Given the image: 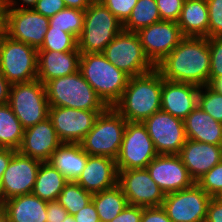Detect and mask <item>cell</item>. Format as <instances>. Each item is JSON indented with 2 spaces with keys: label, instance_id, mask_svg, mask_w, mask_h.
I'll return each instance as SVG.
<instances>
[{
  "label": "cell",
  "instance_id": "e575fe53",
  "mask_svg": "<svg viewBox=\"0 0 222 222\" xmlns=\"http://www.w3.org/2000/svg\"><path fill=\"white\" fill-rule=\"evenodd\" d=\"M198 106L222 123V94L215 92L208 85L202 86L199 89Z\"/></svg>",
  "mask_w": 222,
  "mask_h": 222
},
{
  "label": "cell",
  "instance_id": "6da1fadb",
  "mask_svg": "<svg viewBox=\"0 0 222 222\" xmlns=\"http://www.w3.org/2000/svg\"><path fill=\"white\" fill-rule=\"evenodd\" d=\"M163 79L202 87L209 84L210 50L207 37H184L156 66Z\"/></svg>",
  "mask_w": 222,
  "mask_h": 222
},
{
  "label": "cell",
  "instance_id": "9c48e42d",
  "mask_svg": "<svg viewBox=\"0 0 222 222\" xmlns=\"http://www.w3.org/2000/svg\"><path fill=\"white\" fill-rule=\"evenodd\" d=\"M103 54L130 78L149 73L156 68L145 55L136 32L122 30L105 47Z\"/></svg>",
  "mask_w": 222,
  "mask_h": 222
},
{
  "label": "cell",
  "instance_id": "4fadbf2b",
  "mask_svg": "<svg viewBox=\"0 0 222 222\" xmlns=\"http://www.w3.org/2000/svg\"><path fill=\"white\" fill-rule=\"evenodd\" d=\"M143 124L158 154H178L187 140L183 120L159 110Z\"/></svg>",
  "mask_w": 222,
  "mask_h": 222
},
{
  "label": "cell",
  "instance_id": "9a60e30c",
  "mask_svg": "<svg viewBox=\"0 0 222 222\" xmlns=\"http://www.w3.org/2000/svg\"><path fill=\"white\" fill-rule=\"evenodd\" d=\"M145 55L156 67L184 38L177 22L161 20L139 29Z\"/></svg>",
  "mask_w": 222,
  "mask_h": 222
},
{
  "label": "cell",
  "instance_id": "7dc6e473",
  "mask_svg": "<svg viewBox=\"0 0 222 222\" xmlns=\"http://www.w3.org/2000/svg\"><path fill=\"white\" fill-rule=\"evenodd\" d=\"M17 150L12 148H1L0 147V195L2 188V176L6 168L8 167L14 153Z\"/></svg>",
  "mask_w": 222,
  "mask_h": 222
},
{
  "label": "cell",
  "instance_id": "db71d44e",
  "mask_svg": "<svg viewBox=\"0 0 222 222\" xmlns=\"http://www.w3.org/2000/svg\"><path fill=\"white\" fill-rule=\"evenodd\" d=\"M0 222H9L8 214L3 207L0 208Z\"/></svg>",
  "mask_w": 222,
  "mask_h": 222
},
{
  "label": "cell",
  "instance_id": "c3c4849f",
  "mask_svg": "<svg viewBox=\"0 0 222 222\" xmlns=\"http://www.w3.org/2000/svg\"><path fill=\"white\" fill-rule=\"evenodd\" d=\"M11 84L0 72V104H6L9 101Z\"/></svg>",
  "mask_w": 222,
  "mask_h": 222
},
{
  "label": "cell",
  "instance_id": "8fae6325",
  "mask_svg": "<svg viewBox=\"0 0 222 222\" xmlns=\"http://www.w3.org/2000/svg\"><path fill=\"white\" fill-rule=\"evenodd\" d=\"M211 198L195 183L190 188L165 194L161 206L172 222H205Z\"/></svg>",
  "mask_w": 222,
  "mask_h": 222
},
{
  "label": "cell",
  "instance_id": "f546056e",
  "mask_svg": "<svg viewBox=\"0 0 222 222\" xmlns=\"http://www.w3.org/2000/svg\"><path fill=\"white\" fill-rule=\"evenodd\" d=\"M23 135L24 128L9 104H0V147L18 150Z\"/></svg>",
  "mask_w": 222,
  "mask_h": 222
},
{
  "label": "cell",
  "instance_id": "3957f363",
  "mask_svg": "<svg viewBox=\"0 0 222 222\" xmlns=\"http://www.w3.org/2000/svg\"><path fill=\"white\" fill-rule=\"evenodd\" d=\"M79 71L107 107L120 100L130 78L103 53H81Z\"/></svg>",
  "mask_w": 222,
  "mask_h": 222
},
{
  "label": "cell",
  "instance_id": "4316f807",
  "mask_svg": "<svg viewBox=\"0 0 222 222\" xmlns=\"http://www.w3.org/2000/svg\"><path fill=\"white\" fill-rule=\"evenodd\" d=\"M177 24L184 37L208 38L209 14L207 1L184 0Z\"/></svg>",
  "mask_w": 222,
  "mask_h": 222
},
{
  "label": "cell",
  "instance_id": "ffe728a7",
  "mask_svg": "<svg viewBox=\"0 0 222 222\" xmlns=\"http://www.w3.org/2000/svg\"><path fill=\"white\" fill-rule=\"evenodd\" d=\"M178 156L196 182L222 160V145L187 139Z\"/></svg>",
  "mask_w": 222,
  "mask_h": 222
},
{
  "label": "cell",
  "instance_id": "7a4b0ae2",
  "mask_svg": "<svg viewBox=\"0 0 222 222\" xmlns=\"http://www.w3.org/2000/svg\"><path fill=\"white\" fill-rule=\"evenodd\" d=\"M162 75L153 71L131 77L120 100L113 106L127 122L143 123L161 110Z\"/></svg>",
  "mask_w": 222,
  "mask_h": 222
},
{
  "label": "cell",
  "instance_id": "2e32d148",
  "mask_svg": "<svg viewBox=\"0 0 222 222\" xmlns=\"http://www.w3.org/2000/svg\"><path fill=\"white\" fill-rule=\"evenodd\" d=\"M103 111L50 106L48 118L63 143H80Z\"/></svg>",
  "mask_w": 222,
  "mask_h": 222
},
{
  "label": "cell",
  "instance_id": "5bb4252c",
  "mask_svg": "<svg viewBox=\"0 0 222 222\" xmlns=\"http://www.w3.org/2000/svg\"><path fill=\"white\" fill-rule=\"evenodd\" d=\"M49 27V17L34 9L7 8L6 35L39 50Z\"/></svg>",
  "mask_w": 222,
  "mask_h": 222
},
{
  "label": "cell",
  "instance_id": "cb8c5ba5",
  "mask_svg": "<svg viewBox=\"0 0 222 222\" xmlns=\"http://www.w3.org/2000/svg\"><path fill=\"white\" fill-rule=\"evenodd\" d=\"M187 139L213 145H222V123L203 111L198 105L183 120Z\"/></svg>",
  "mask_w": 222,
  "mask_h": 222
},
{
  "label": "cell",
  "instance_id": "ba28073f",
  "mask_svg": "<svg viewBox=\"0 0 222 222\" xmlns=\"http://www.w3.org/2000/svg\"><path fill=\"white\" fill-rule=\"evenodd\" d=\"M37 59L38 50L27 43L0 38V72L11 85L37 79Z\"/></svg>",
  "mask_w": 222,
  "mask_h": 222
},
{
  "label": "cell",
  "instance_id": "4dcf8cb0",
  "mask_svg": "<svg viewBox=\"0 0 222 222\" xmlns=\"http://www.w3.org/2000/svg\"><path fill=\"white\" fill-rule=\"evenodd\" d=\"M159 21L161 16L156 0H138L128 20L123 24V30L137 32Z\"/></svg>",
  "mask_w": 222,
  "mask_h": 222
},
{
  "label": "cell",
  "instance_id": "f35d334b",
  "mask_svg": "<svg viewBox=\"0 0 222 222\" xmlns=\"http://www.w3.org/2000/svg\"><path fill=\"white\" fill-rule=\"evenodd\" d=\"M108 10L124 24L138 0H100Z\"/></svg>",
  "mask_w": 222,
  "mask_h": 222
},
{
  "label": "cell",
  "instance_id": "44dd1931",
  "mask_svg": "<svg viewBox=\"0 0 222 222\" xmlns=\"http://www.w3.org/2000/svg\"><path fill=\"white\" fill-rule=\"evenodd\" d=\"M200 87L162 77L161 110L184 120L198 105Z\"/></svg>",
  "mask_w": 222,
  "mask_h": 222
},
{
  "label": "cell",
  "instance_id": "d590c367",
  "mask_svg": "<svg viewBox=\"0 0 222 222\" xmlns=\"http://www.w3.org/2000/svg\"><path fill=\"white\" fill-rule=\"evenodd\" d=\"M196 184L211 197L222 196V160L200 177Z\"/></svg>",
  "mask_w": 222,
  "mask_h": 222
},
{
  "label": "cell",
  "instance_id": "30bf717a",
  "mask_svg": "<svg viewBox=\"0 0 222 222\" xmlns=\"http://www.w3.org/2000/svg\"><path fill=\"white\" fill-rule=\"evenodd\" d=\"M157 155L146 126L141 122H127L115 160L117 171L146 168Z\"/></svg>",
  "mask_w": 222,
  "mask_h": 222
},
{
  "label": "cell",
  "instance_id": "ab89813d",
  "mask_svg": "<svg viewBox=\"0 0 222 222\" xmlns=\"http://www.w3.org/2000/svg\"><path fill=\"white\" fill-rule=\"evenodd\" d=\"M161 20L177 22L184 0H156Z\"/></svg>",
  "mask_w": 222,
  "mask_h": 222
},
{
  "label": "cell",
  "instance_id": "11a10c76",
  "mask_svg": "<svg viewBox=\"0 0 222 222\" xmlns=\"http://www.w3.org/2000/svg\"><path fill=\"white\" fill-rule=\"evenodd\" d=\"M62 222H76V221L72 215L68 214L67 217Z\"/></svg>",
  "mask_w": 222,
  "mask_h": 222
},
{
  "label": "cell",
  "instance_id": "836d02e7",
  "mask_svg": "<svg viewBox=\"0 0 222 222\" xmlns=\"http://www.w3.org/2000/svg\"><path fill=\"white\" fill-rule=\"evenodd\" d=\"M78 48V39L63 29L48 27L43 45L38 51L69 52Z\"/></svg>",
  "mask_w": 222,
  "mask_h": 222
},
{
  "label": "cell",
  "instance_id": "603a6c76",
  "mask_svg": "<svg viewBox=\"0 0 222 222\" xmlns=\"http://www.w3.org/2000/svg\"><path fill=\"white\" fill-rule=\"evenodd\" d=\"M80 51H38L37 79L45 84L54 78L69 76L79 71Z\"/></svg>",
  "mask_w": 222,
  "mask_h": 222
},
{
  "label": "cell",
  "instance_id": "7402d4cb",
  "mask_svg": "<svg viewBox=\"0 0 222 222\" xmlns=\"http://www.w3.org/2000/svg\"><path fill=\"white\" fill-rule=\"evenodd\" d=\"M118 171L115 159L88 155V159L77 183L90 193L111 189L117 185Z\"/></svg>",
  "mask_w": 222,
  "mask_h": 222
},
{
  "label": "cell",
  "instance_id": "d6a6232c",
  "mask_svg": "<svg viewBox=\"0 0 222 222\" xmlns=\"http://www.w3.org/2000/svg\"><path fill=\"white\" fill-rule=\"evenodd\" d=\"M84 16L85 11L83 10L65 7L49 18V27L63 29V31L73 34L78 39L82 32Z\"/></svg>",
  "mask_w": 222,
  "mask_h": 222
},
{
  "label": "cell",
  "instance_id": "e0dca14e",
  "mask_svg": "<svg viewBox=\"0 0 222 222\" xmlns=\"http://www.w3.org/2000/svg\"><path fill=\"white\" fill-rule=\"evenodd\" d=\"M40 165L41 161L17 150L2 176L1 203L16 196L31 194Z\"/></svg>",
  "mask_w": 222,
  "mask_h": 222
},
{
  "label": "cell",
  "instance_id": "5b68a950",
  "mask_svg": "<svg viewBox=\"0 0 222 222\" xmlns=\"http://www.w3.org/2000/svg\"><path fill=\"white\" fill-rule=\"evenodd\" d=\"M122 30L123 24L100 0H94L85 10L78 49L80 53H103Z\"/></svg>",
  "mask_w": 222,
  "mask_h": 222
},
{
  "label": "cell",
  "instance_id": "7bdbcfd3",
  "mask_svg": "<svg viewBox=\"0 0 222 222\" xmlns=\"http://www.w3.org/2000/svg\"><path fill=\"white\" fill-rule=\"evenodd\" d=\"M141 222H172L162 206L143 207Z\"/></svg>",
  "mask_w": 222,
  "mask_h": 222
},
{
  "label": "cell",
  "instance_id": "1f68e13d",
  "mask_svg": "<svg viewBox=\"0 0 222 222\" xmlns=\"http://www.w3.org/2000/svg\"><path fill=\"white\" fill-rule=\"evenodd\" d=\"M92 201V193L86 191L77 182L68 181L57 198L70 215H75Z\"/></svg>",
  "mask_w": 222,
  "mask_h": 222
},
{
  "label": "cell",
  "instance_id": "f907efd6",
  "mask_svg": "<svg viewBox=\"0 0 222 222\" xmlns=\"http://www.w3.org/2000/svg\"><path fill=\"white\" fill-rule=\"evenodd\" d=\"M94 0H63L66 7L85 11Z\"/></svg>",
  "mask_w": 222,
  "mask_h": 222
},
{
  "label": "cell",
  "instance_id": "b9f144b4",
  "mask_svg": "<svg viewBox=\"0 0 222 222\" xmlns=\"http://www.w3.org/2000/svg\"><path fill=\"white\" fill-rule=\"evenodd\" d=\"M143 207L128 204L110 222H141Z\"/></svg>",
  "mask_w": 222,
  "mask_h": 222
},
{
  "label": "cell",
  "instance_id": "f6af8a7d",
  "mask_svg": "<svg viewBox=\"0 0 222 222\" xmlns=\"http://www.w3.org/2000/svg\"><path fill=\"white\" fill-rule=\"evenodd\" d=\"M205 222H222L221 197H212L209 201Z\"/></svg>",
  "mask_w": 222,
  "mask_h": 222
},
{
  "label": "cell",
  "instance_id": "83f0119b",
  "mask_svg": "<svg viewBox=\"0 0 222 222\" xmlns=\"http://www.w3.org/2000/svg\"><path fill=\"white\" fill-rule=\"evenodd\" d=\"M68 180L50 163L41 162L32 194L41 200L57 201Z\"/></svg>",
  "mask_w": 222,
  "mask_h": 222
},
{
  "label": "cell",
  "instance_id": "52a82bcc",
  "mask_svg": "<svg viewBox=\"0 0 222 222\" xmlns=\"http://www.w3.org/2000/svg\"><path fill=\"white\" fill-rule=\"evenodd\" d=\"M9 106L24 129L46 120L49 116V102L45 86L38 79L12 84Z\"/></svg>",
  "mask_w": 222,
  "mask_h": 222
},
{
  "label": "cell",
  "instance_id": "f1b7e54d",
  "mask_svg": "<svg viewBox=\"0 0 222 222\" xmlns=\"http://www.w3.org/2000/svg\"><path fill=\"white\" fill-rule=\"evenodd\" d=\"M92 202L100 222H110L128 205L126 196L118 185L108 190L93 193Z\"/></svg>",
  "mask_w": 222,
  "mask_h": 222
},
{
  "label": "cell",
  "instance_id": "816d5d0a",
  "mask_svg": "<svg viewBox=\"0 0 222 222\" xmlns=\"http://www.w3.org/2000/svg\"><path fill=\"white\" fill-rule=\"evenodd\" d=\"M6 12V2L5 0H0V37L6 34Z\"/></svg>",
  "mask_w": 222,
  "mask_h": 222
},
{
  "label": "cell",
  "instance_id": "ee69618b",
  "mask_svg": "<svg viewBox=\"0 0 222 222\" xmlns=\"http://www.w3.org/2000/svg\"><path fill=\"white\" fill-rule=\"evenodd\" d=\"M46 222H62L69 214L57 201L47 202Z\"/></svg>",
  "mask_w": 222,
  "mask_h": 222
},
{
  "label": "cell",
  "instance_id": "f5cc1de1",
  "mask_svg": "<svg viewBox=\"0 0 222 222\" xmlns=\"http://www.w3.org/2000/svg\"><path fill=\"white\" fill-rule=\"evenodd\" d=\"M208 86L215 92L222 94V76L213 78L209 82Z\"/></svg>",
  "mask_w": 222,
  "mask_h": 222
},
{
  "label": "cell",
  "instance_id": "277c9868",
  "mask_svg": "<svg viewBox=\"0 0 222 222\" xmlns=\"http://www.w3.org/2000/svg\"><path fill=\"white\" fill-rule=\"evenodd\" d=\"M44 86L49 106L77 110H105L107 108L80 71L69 76L54 78L47 81Z\"/></svg>",
  "mask_w": 222,
  "mask_h": 222
},
{
  "label": "cell",
  "instance_id": "d4e9b609",
  "mask_svg": "<svg viewBox=\"0 0 222 222\" xmlns=\"http://www.w3.org/2000/svg\"><path fill=\"white\" fill-rule=\"evenodd\" d=\"M88 154L80 143H62L51 155L48 163L56 168L68 181L76 182L82 174Z\"/></svg>",
  "mask_w": 222,
  "mask_h": 222
},
{
  "label": "cell",
  "instance_id": "8992f818",
  "mask_svg": "<svg viewBox=\"0 0 222 222\" xmlns=\"http://www.w3.org/2000/svg\"><path fill=\"white\" fill-rule=\"evenodd\" d=\"M127 121L114 108L107 107L101 112L93 128L80 142L83 150L92 156L118 157Z\"/></svg>",
  "mask_w": 222,
  "mask_h": 222
},
{
  "label": "cell",
  "instance_id": "484cf974",
  "mask_svg": "<svg viewBox=\"0 0 222 222\" xmlns=\"http://www.w3.org/2000/svg\"><path fill=\"white\" fill-rule=\"evenodd\" d=\"M9 222H46L47 201L34 194L10 198L2 203Z\"/></svg>",
  "mask_w": 222,
  "mask_h": 222
},
{
  "label": "cell",
  "instance_id": "8d00e7d4",
  "mask_svg": "<svg viewBox=\"0 0 222 222\" xmlns=\"http://www.w3.org/2000/svg\"><path fill=\"white\" fill-rule=\"evenodd\" d=\"M208 4V38L222 37V0H206Z\"/></svg>",
  "mask_w": 222,
  "mask_h": 222
},
{
  "label": "cell",
  "instance_id": "7c38bea8",
  "mask_svg": "<svg viewBox=\"0 0 222 222\" xmlns=\"http://www.w3.org/2000/svg\"><path fill=\"white\" fill-rule=\"evenodd\" d=\"M117 185L130 205L159 207L165 198V194L146 168L120 170Z\"/></svg>",
  "mask_w": 222,
  "mask_h": 222
},
{
  "label": "cell",
  "instance_id": "ac0fdd59",
  "mask_svg": "<svg viewBox=\"0 0 222 222\" xmlns=\"http://www.w3.org/2000/svg\"><path fill=\"white\" fill-rule=\"evenodd\" d=\"M146 169L164 194L190 188L196 183L178 154H158Z\"/></svg>",
  "mask_w": 222,
  "mask_h": 222
},
{
  "label": "cell",
  "instance_id": "74e56055",
  "mask_svg": "<svg viewBox=\"0 0 222 222\" xmlns=\"http://www.w3.org/2000/svg\"><path fill=\"white\" fill-rule=\"evenodd\" d=\"M210 74L209 82L222 76V37L209 38Z\"/></svg>",
  "mask_w": 222,
  "mask_h": 222
},
{
  "label": "cell",
  "instance_id": "60d3db41",
  "mask_svg": "<svg viewBox=\"0 0 222 222\" xmlns=\"http://www.w3.org/2000/svg\"><path fill=\"white\" fill-rule=\"evenodd\" d=\"M65 7L63 0H38L33 9L39 14L50 18Z\"/></svg>",
  "mask_w": 222,
  "mask_h": 222
},
{
  "label": "cell",
  "instance_id": "d6986e66",
  "mask_svg": "<svg viewBox=\"0 0 222 222\" xmlns=\"http://www.w3.org/2000/svg\"><path fill=\"white\" fill-rule=\"evenodd\" d=\"M63 142L49 118L24 129L23 140L18 151L41 162H48L53 152Z\"/></svg>",
  "mask_w": 222,
  "mask_h": 222
},
{
  "label": "cell",
  "instance_id": "bcb514c9",
  "mask_svg": "<svg viewBox=\"0 0 222 222\" xmlns=\"http://www.w3.org/2000/svg\"><path fill=\"white\" fill-rule=\"evenodd\" d=\"M73 217L76 222H100L98 213L92 201L73 215Z\"/></svg>",
  "mask_w": 222,
  "mask_h": 222
},
{
  "label": "cell",
  "instance_id": "681fc988",
  "mask_svg": "<svg viewBox=\"0 0 222 222\" xmlns=\"http://www.w3.org/2000/svg\"><path fill=\"white\" fill-rule=\"evenodd\" d=\"M19 1L22 2L23 4L22 5H20V3L18 4ZM37 1L38 0H5L7 8H14V9H33Z\"/></svg>",
  "mask_w": 222,
  "mask_h": 222
}]
</instances>
